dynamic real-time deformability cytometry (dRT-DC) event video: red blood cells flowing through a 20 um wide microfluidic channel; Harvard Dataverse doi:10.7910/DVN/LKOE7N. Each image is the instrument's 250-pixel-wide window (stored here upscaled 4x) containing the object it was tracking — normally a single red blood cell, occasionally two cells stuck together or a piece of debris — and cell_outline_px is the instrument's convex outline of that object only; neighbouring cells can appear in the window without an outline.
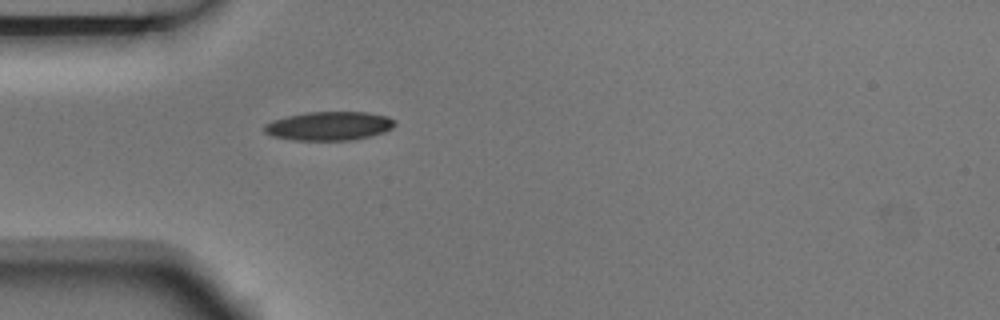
{"species": "Egyptian fruit bat (a non-hibernating species)", "species_latin": "Rousettus aegyptiacus", "temperature_condition": "room temperature", "stored_images_in_passage": 1, "camera_frame_rate_fps": 3000, "um_per_image_px": 0.085, "animal": {"sex": "male"}, "frame": {"image": 1, "passage_image": 1, "time_ms": 0.0, "image_size_px": [1000, 320], "cell_outline_px": [[396, 124], [392, 128], [384, 132], [352, 140], [292, 140], [272, 136], [264, 132], [264, 124], [272, 120], [288, 116], [308, 112], [368, 112], [388, 116], [396, 120]], "centroid_in_image_um": [27.98, 10.7], "position_along_channel_um": 57.0, "area_um2": 21.96}}